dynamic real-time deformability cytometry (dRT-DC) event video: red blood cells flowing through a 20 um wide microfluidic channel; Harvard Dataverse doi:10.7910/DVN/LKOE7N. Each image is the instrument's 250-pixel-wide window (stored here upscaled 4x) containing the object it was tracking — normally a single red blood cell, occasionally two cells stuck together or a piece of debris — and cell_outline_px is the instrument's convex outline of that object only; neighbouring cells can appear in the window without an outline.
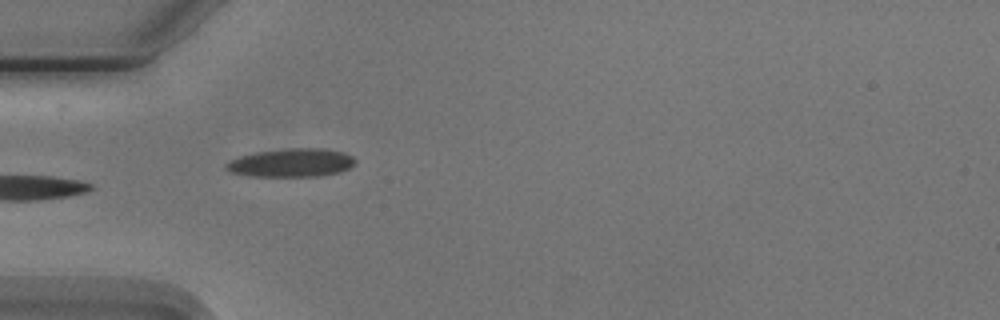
{"species": "Egyptian fruit bat (a non-hibernating species)", "species_latin": "Rousettus aegyptiacus", "temperature_condition": "cold", "stored_images_in_passage": 8, "camera_frame_rate_fps": 3000, "um_per_image_px": 0.085, "animal": {"sex": "male"}, "frame": {"image": 1, "passage_image": 6, "time_ms": 6.0, "image_size_px": [1000, 320], "cell_outline_px": [[356, 160], [348, 168], [336, 172], [316, 176], [252, 176], [232, 172], [224, 168], [224, 164], [240, 156], [260, 152], [292, 148], [324, 148], [344, 152], [352, 156]], "centroid_in_image_um": [24.76, 13.83], "position_along_channel_um": 60.2, "area_um2": 20.92}}
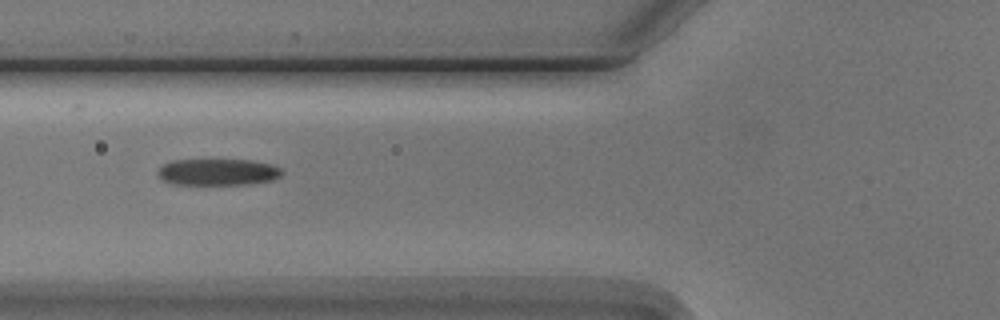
{"frame": {"image": 2, "passage_image": 7, "time_ms": 7.333, "image_size_px": [1000, 320], "cell_outline_px": [[284, 172], [280, 176], [272, 180], [248, 184], [172, 184], [164, 180], [156, 172], [164, 164], [172, 160], [252, 160], [272, 164], [280, 168]], "centroid_in_image_um": [18.54, 14.62], "position_along_channel_um": 107.3, "area_um2": 19.13}}
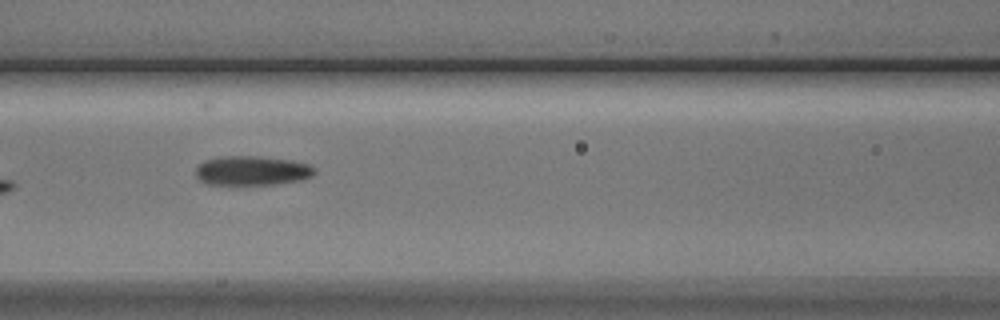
{"frame": {"image": 3, "passage_image": 8, "time_ms": 8.333, "image_size_px": [1000, 320], "cell_outline_px": [[316, 172], [312, 176], [300, 180], [276, 184], [204, 184], [196, 176], [196, 168], [204, 160], [220, 156], [260, 156], [292, 160], [312, 164], [316, 168]], "centroid_in_image_um": [21.45, 14.49], "position_along_channel_um": 145.1, "area_um2": 20.58}}